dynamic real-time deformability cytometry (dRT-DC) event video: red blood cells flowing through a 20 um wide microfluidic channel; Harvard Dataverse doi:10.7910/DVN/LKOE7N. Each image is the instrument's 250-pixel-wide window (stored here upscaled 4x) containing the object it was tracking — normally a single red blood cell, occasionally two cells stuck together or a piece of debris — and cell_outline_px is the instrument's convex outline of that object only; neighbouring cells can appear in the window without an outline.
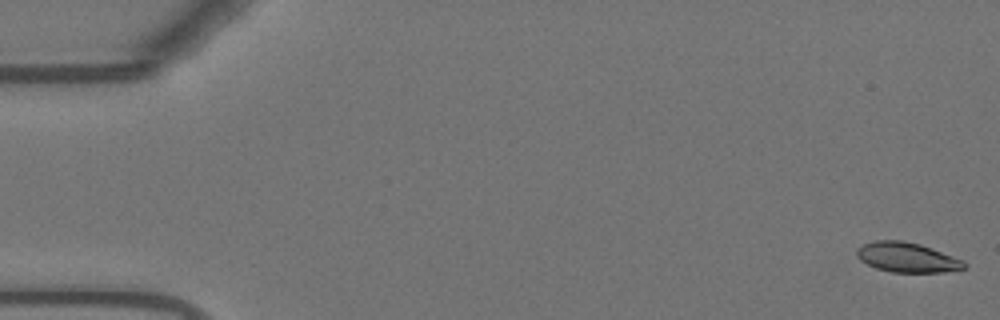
{"species": "Egyptian fruit bat (a non-hibernating species)", "species_latin": "Rousettus aegyptiacus", "temperature_condition": "warm", "stored_images_in_passage": 55, "camera_frame_rate_fps": 3000, "um_per_image_px": 0.085, "animal": {"sex": "female"}, "frame": {"image": 1, "passage_image": 1, "time_ms": 0.0, "image_size_px": [1000, 320], "cell_outline_px": [[968, 268], [944, 272], [892, 272], [876, 268], [860, 260], [856, 256], [856, 248], [872, 240], [904, 240], [920, 244], [932, 248], [964, 260], [968, 264]], "centroid_in_image_um": [77.12, 21.87], "position_along_channel_um": 7.9, "area_um2": 18.9}}
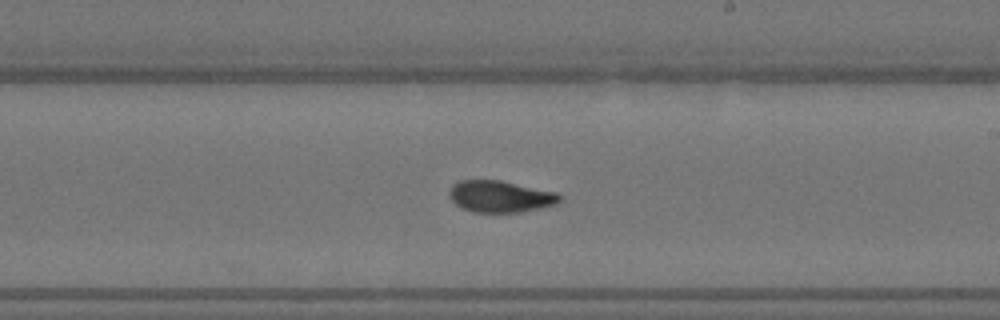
{"frame": {"image": 2, "passage_image": 32, "time_ms": 10.333, "image_size_px": [1000, 320], "cell_outline_px": [[564, 200], [556, 204], [540, 208], [520, 212], [472, 212], [456, 204], [448, 196], [448, 192], [452, 184], [460, 180], [500, 180], [556, 192], [564, 196]], "centroid_in_image_um": [42.55, 16.69], "position_along_channel_um": 246.5, "area_um2": 20.52}}
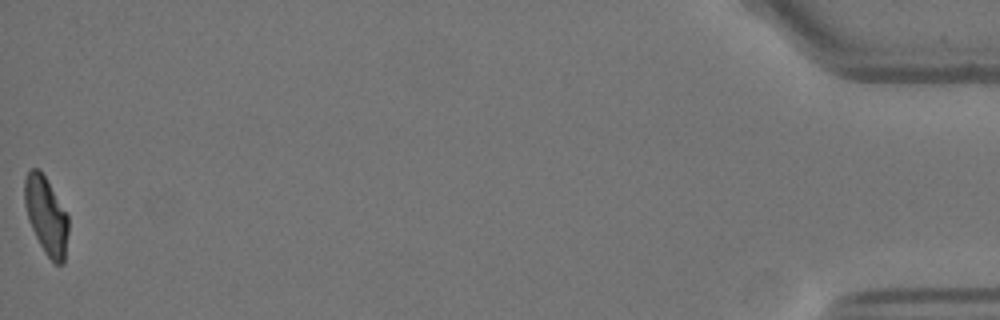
{"frame": {"image": 3, "passage_image": 55, "time_ms": 18.0, "image_size_px": [1000, 320], "cell_outline_px": [[68, 232], [64, 264], [56, 264], [44, 252], [28, 220], [24, 204], [24, 180], [28, 172], [32, 168], [40, 168], [68, 216]], "centroid_in_image_um": [3.91, 18.32], "position_along_channel_um": 431.3, "area_um2": 19.65}, "authors_computed_cell_mechanics": {"area_um2": 20.23, "velocity_mm_per_s": 3.7013, "shape_relaxation_time_tau1_ms": 6.3031, "shape_relaxation_time_tau2_ms": 2.6055, "deformation_change_tau1": 0.1877, "deformation_change_tau2": 0.0832}}